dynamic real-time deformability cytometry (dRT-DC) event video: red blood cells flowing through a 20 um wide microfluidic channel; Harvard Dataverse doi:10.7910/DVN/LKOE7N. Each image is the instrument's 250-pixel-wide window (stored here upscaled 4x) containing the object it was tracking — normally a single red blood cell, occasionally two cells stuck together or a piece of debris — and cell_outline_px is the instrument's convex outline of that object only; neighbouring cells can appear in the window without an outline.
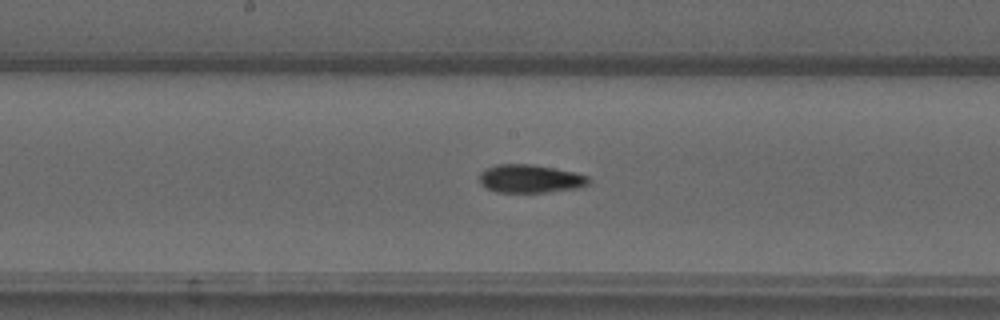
{"species": "common noctule bat (a hibernating species)", "species_latin": "Nyctalus noctula", "temperature_condition": "warm", "stored_images_in_passage": 53, "camera_frame_rate_fps": 3000, "um_per_image_px": 0.085, "animal": {"sex": "male", "forearm_length_mm": 52.5}, "frame": {"image": 1, "passage_image": 27, "time_ms": 8.667, "image_size_px": [1000, 320], "cell_outline_px": [[592, 180], [584, 188], [548, 192], [496, 192], [480, 184], [480, 172], [484, 168], [496, 164], [532, 164], [572, 172], [588, 176]], "centroid_in_image_um": [45.08, 15.2], "position_along_channel_um": 203.1, "area_um2": 18.15}}
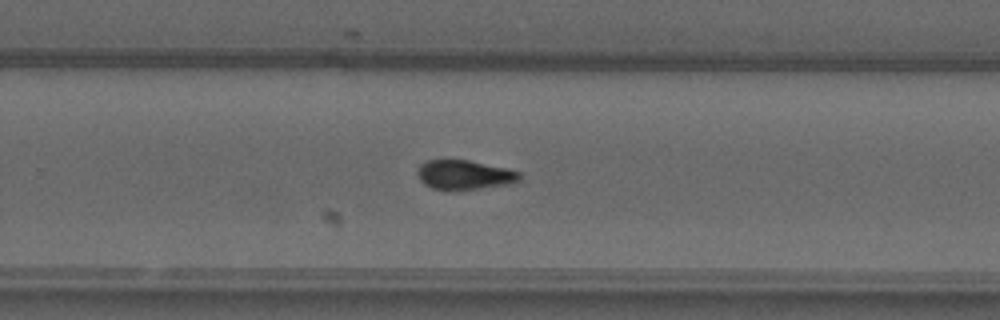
{"frame": {"image": 2, "passage_image": 34, "time_ms": 11.0, "image_size_px": [1000, 320], "cell_outline_px": [[520, 180], [512, 184], [456, 192], [452, 192], [432, 188], [424, 184], [420, 180], [416, 172], [420, 164], [428, 160], [468, 160], [508, 168], [520, 172]], "centroid_in_image_um": [39.48, 14.89], "position_along_channel_um": 290.3, "area_um2": 18.09}}
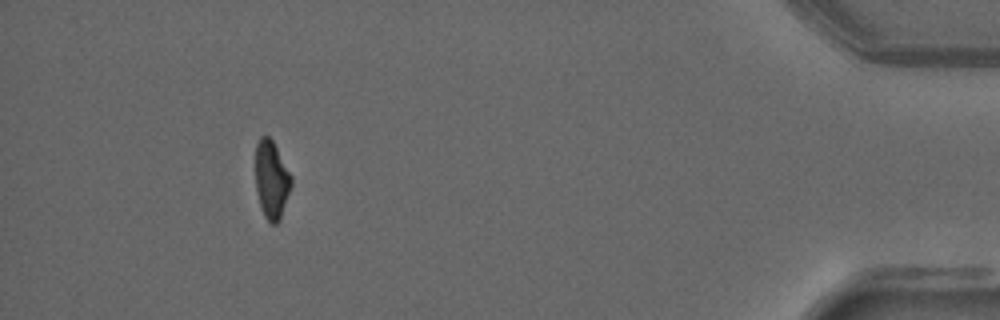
{"frame": {"image": 3, "passage_image": 49, "time_ms": 16.0, "image_size_px": [1000, 320], "cell_outline_px": [[292, 184], [280, 220], [276, 224], [272, 224], [264, 216], [256, 192], [256, 144], [260, 136], [268, 136], [272, 140], [292, 176]], "centroid_in_image_um": [23.08, 15.28], "position_along_channel_um": 412.1, "area_um2": 16.18}, "authors_computed_cell_mechanics": {"area_um2": 17.1088, "velocity_mm_per_s": 3.7579, "shape_relaxation_time_tau1_ms": null, "shape_relaxation_time_tau2_ms": 2.8838, "deformation_change_tau1": null, "deformation_change_tau2": 0.0757}}